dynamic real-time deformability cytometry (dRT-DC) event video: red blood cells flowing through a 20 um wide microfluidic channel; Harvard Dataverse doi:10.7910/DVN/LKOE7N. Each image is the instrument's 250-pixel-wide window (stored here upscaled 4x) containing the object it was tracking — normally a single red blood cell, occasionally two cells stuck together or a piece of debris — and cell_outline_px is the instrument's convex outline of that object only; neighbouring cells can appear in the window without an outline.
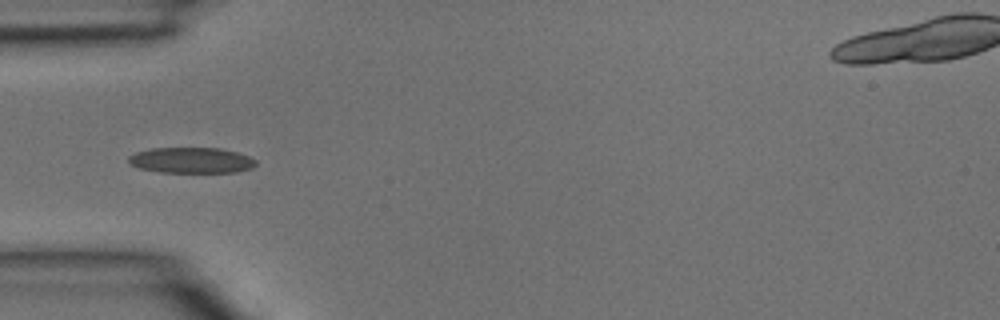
{"species": "common noctule bat (a hibernating species)", "species_latin": "Nyctalus noctula", "temperature_condition": "room temperature", "stored_images_in_passage": 40, "camera_frame_rate_fps": 3000, "um_per_image_px": 0.085, "animal": {"sex": "male", "body_mass_g": 15.6}, "frame": {"image": 1, "passage_image": 12, "time_ms": 3.667, "image_size_px": [1000, 320], "cell_outline_px": [[256, 164], [252, 168], [236, 172], [160, 172], [140, 168], [128, 164], [128, 156], [136, 152], [152, 148], [220, 148], [236, 152], [248, 156], [256, 160]], "centroid_in_image_um": [16.24, 13.62], "position_along_channel_um": 68.8, "area_um2": 19.07}}